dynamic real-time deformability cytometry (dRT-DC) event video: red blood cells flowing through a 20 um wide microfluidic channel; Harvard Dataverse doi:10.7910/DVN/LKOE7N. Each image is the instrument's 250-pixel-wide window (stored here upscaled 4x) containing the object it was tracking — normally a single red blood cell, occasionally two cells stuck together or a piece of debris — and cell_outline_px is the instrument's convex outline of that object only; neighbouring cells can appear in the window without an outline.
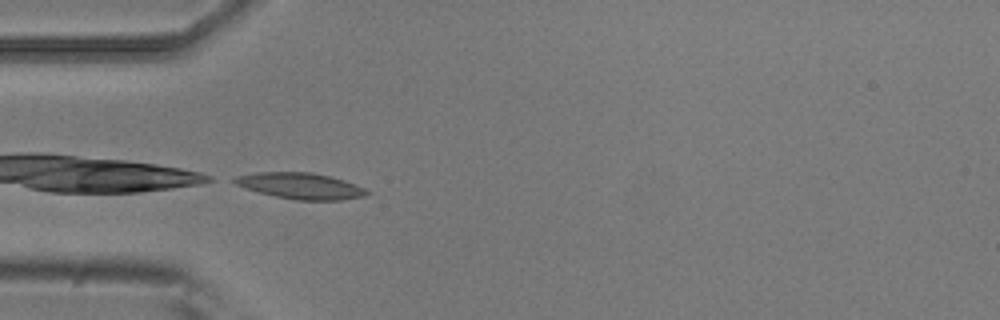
{"species": "common noctule bat (a hibernating species)", "species_latin": "Nyctalus noctula", "temperature_condition": "room temperature", "stored_images_in_passage": 1, "camera_frame_rate_fps": 3000, "um_per_image_px": 0.085, "animal": {"sex": "male", "body_mass_g": 20.5, "forearm_length_mm": 52.5}, "frame": {"image": 1, "passage_image": 1, "time_ms": 0.0, "image_size_px": [1000, 320], "cell_outline_px": [[372, 192], [364, 196], [340, 200], [296, 200], [276, 196], [260, 192], [236, 184], [228, 180], [236, 176], [256, 172], [312, 172], [332, 176], [344, 180], [364, 188]], "centroid_in_image_um": [25.55, 15.79], "position_along_channel_um": 59.4, "area_um2": 20.11}}